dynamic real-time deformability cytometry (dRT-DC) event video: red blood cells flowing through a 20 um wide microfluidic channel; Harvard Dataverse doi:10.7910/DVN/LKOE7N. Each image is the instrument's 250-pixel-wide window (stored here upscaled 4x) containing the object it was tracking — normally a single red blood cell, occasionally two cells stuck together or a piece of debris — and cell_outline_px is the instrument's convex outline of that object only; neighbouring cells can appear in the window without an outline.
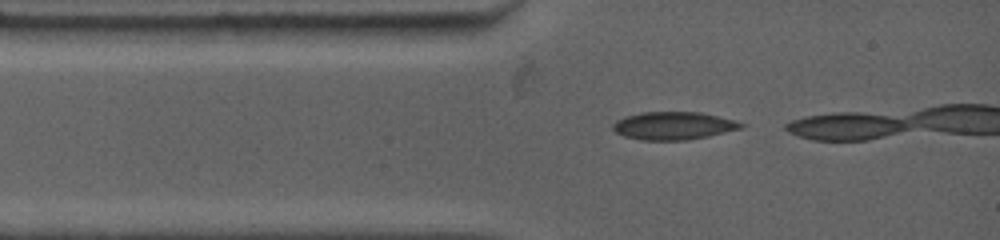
{"species": "common noctule bat (a hibernating species)", "species_latin": "Nyctalus noctula", "temperature_condition": "warm", "stored_images_in_passage": 3, "camera_frame_rate_fps": 4500, "um_per_image_px": 0.085, "animal": {"sex": "female", "body_mass_g": 19.0, "forearm_length_mm": 53.3}, "frame": {"image": 1, "passage_image": 1, "time_ms": 0.0, "image_size_px": [1000, 240], "cell_outline_px": [[744, 128], [708, 136], [688, 140], [640, 140], [624, 136], [616, 132], [612, 128], [612, 124], [616, 120], [624, 116], [640, 112], [700, 112], [732, 120], [744, 124]], "centroid_in_image_um": [57.2, 10.69], "position_along_channel_um": 27.8, "area_um2": 20.81}}